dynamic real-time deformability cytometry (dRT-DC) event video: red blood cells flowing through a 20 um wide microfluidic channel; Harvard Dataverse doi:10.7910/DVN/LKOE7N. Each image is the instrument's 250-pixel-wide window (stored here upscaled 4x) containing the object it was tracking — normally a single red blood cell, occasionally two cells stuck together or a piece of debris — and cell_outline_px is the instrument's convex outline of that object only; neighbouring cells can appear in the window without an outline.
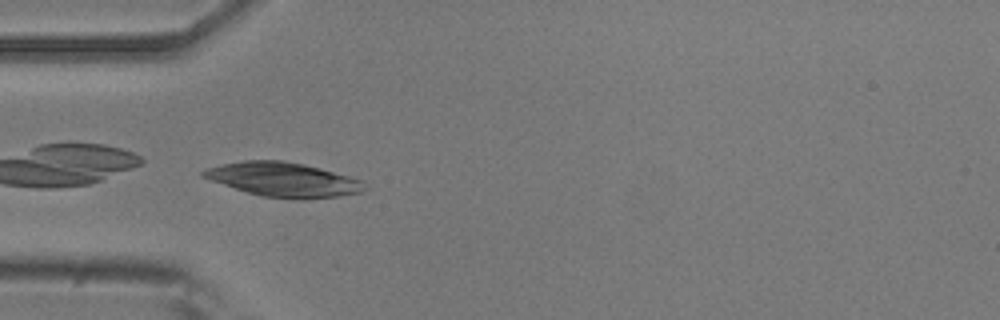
{"species": "common noctule bat (a hibernating species)", "species_latin": "Nyctalus noctula", "temperature_condition": "room temperature", "stored_images_in_passage": 10, "camera_frame_rate_fps": 3000, "um_per_image_px": 0.085, "animal": {"sex": "male", "body_mass_g": 20.5, "forearm_length_mm": 52.5}, "frame": {"image": 1, "passage_image": 1, "time_ms": 0.0, "image_size_px": [1000, 320], "cell_outline_px": [[368, 188], [360, 192], [340, 196], [304, 200], [296, 200], [260, 196], [200, 176], [200, 172], [208, 168], [224, 164], [244, 160], [284, 160], [304, 164], [320, 168], [364, 180]], "centroid_in_image_um": [24.16, 15.27], "position_along_channel_um": 60.8, "area_um2": 32.31}}
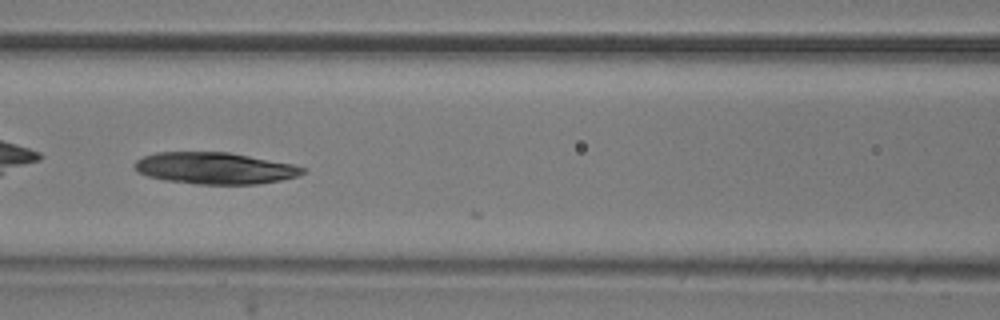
{"frame": {"image": 2, "passage_image": 8, "time_ms": 2.333, "image_size_px": [1000, 320], "cell_outline_px": [[304, 172], [296, 176], [280, 180], [256, 184], [196, 184], [164, 180], [148, 176], [136, 172], [132, 168], [132, 164], [136, 160], [144, 156], [156, 152], [228, 152], [292, 164], [304, 168]], "centroid_in_image_um": [18.17, 14.29], "position_along_channel_um": 148.4, "area_um2": 30.92}}